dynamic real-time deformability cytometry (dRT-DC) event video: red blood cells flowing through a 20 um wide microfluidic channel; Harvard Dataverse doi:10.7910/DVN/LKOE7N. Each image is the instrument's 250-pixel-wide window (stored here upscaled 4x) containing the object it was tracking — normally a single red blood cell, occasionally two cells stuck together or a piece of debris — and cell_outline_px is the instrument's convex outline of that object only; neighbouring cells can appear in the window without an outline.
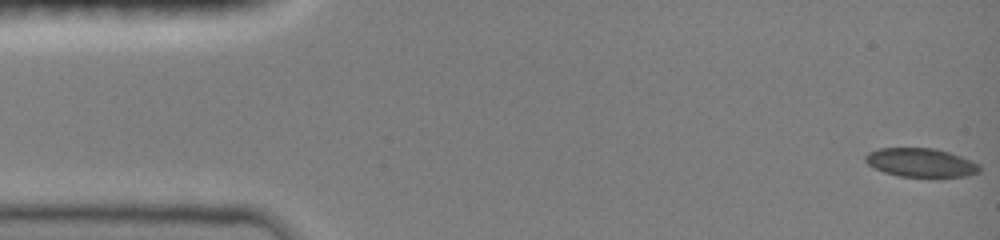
{"species": "common noctule bat (a hibernating species)", "species_latin": "Nyctalus noctula", "temperature_condition": "room temperature", "stored_images_in_passage": 54, "camera_frame_rate_fps": 3000, "um_per_image_px": 0.085, "animal": {"sex": "female", "body_mass_g": 19.0, "forearm_length_mm": 51.5}, "frame": {"image": 1, "passage_image": 1, "time_ms": 0.0, "image_size_px": [1000, 240], "cell_outline_px": [[980, 172], [968, 176], [900, 176], [884, 172], [868, 164], [864, 160], [864, 156], [868, 152], [880, 148], [936, 148], [960, 156], [980, 164]], "centroid_in_image_um": [78.27, 13.81], "position_along_channel_um": 6.7, "area_um2": 18.96}}
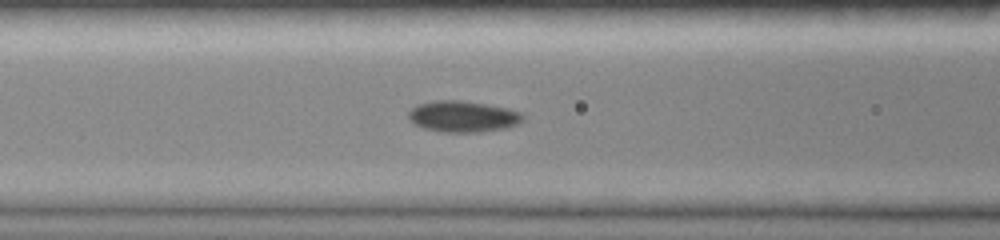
{"frame": {"image": 2, "passage_image": 35, "time_ms": 6.0, "image_size_px": [1000, 240], "cell_outline_px": [[524, 120], [508, 128], [480, 132], [444, 132], [424, 128], [412, 124], [408, 120], [408, 112], [416, 104], [436, 100], [460, 100], [508, 108], [520, 112], [524, 116]], "centroid_in_image_um": [39.32, 9.9], "position_along_channel_um": 127.3, "area_um2": 20.98}}
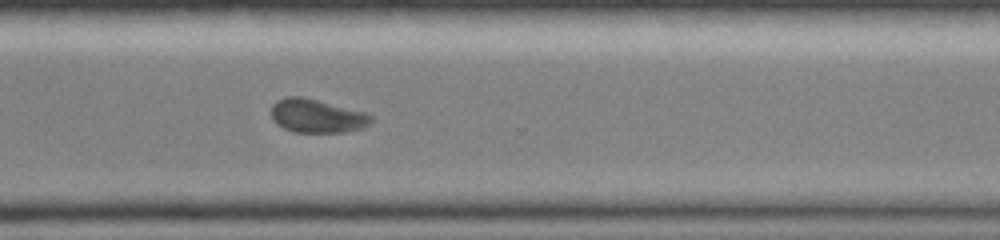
{"frame": {"image": 3, "passage_image": 54, "time_ms": 11.333, "image_size_px": [1000, 240], "cell_outline_px": [[372, 120], [368, 124], [360, 128], [344, 132], [296, 132], [284, 128], [276, 124], [272, 120], [272, 104], [276, 100], [288, 96], [300, 96], [364, 112], [372, 116]], "centroid_in_image_um": [26.88, 9.85], "position_along_channel_um": 343.7, "area_um2": 19.25}}